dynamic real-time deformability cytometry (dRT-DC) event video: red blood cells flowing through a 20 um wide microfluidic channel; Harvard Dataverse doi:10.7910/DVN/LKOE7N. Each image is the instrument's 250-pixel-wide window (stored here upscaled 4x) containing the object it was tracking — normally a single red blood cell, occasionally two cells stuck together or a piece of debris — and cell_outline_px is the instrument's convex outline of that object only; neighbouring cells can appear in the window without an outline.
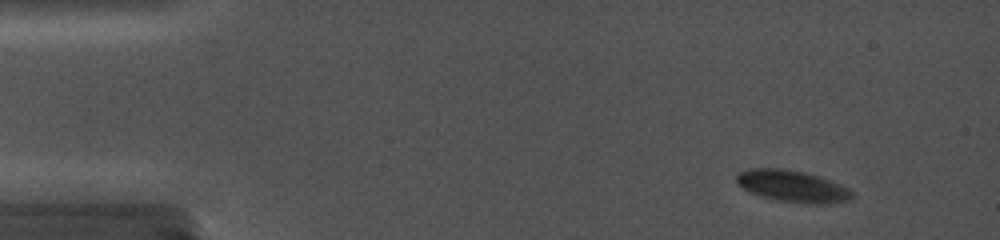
{"species": "common noctule bat (a hibernating species)", "species_latin": "Nyctalus noctula", "temperature_condition": "cold", "stored_images_in_passage": 46, "camera_frame_rate_fps": 5000, "um_per_image_px": 0.085, "animal": {"sex": "female", "body_mass_g": 19.0, "forearm_length_mm": 56.7}, "frame": {"image": 1, "passage_image": 5, "time_ms": 1.6, "image_size_px": [1000, 240], "cell_outline_px": [[852, 200], [824, 204], [804, 204], [776, 200], [760, 196], [748, 192], [736, 180], [736, 176], [740, 172], [752, 168], [780, 168], [804, 172], [820, 176], [840, 184], [848, 188], [852, 192]], "centroid_in_image_um": [67.38, 15.84], "position_along_channel_um": 17.6, "area_um2": 21.44}}
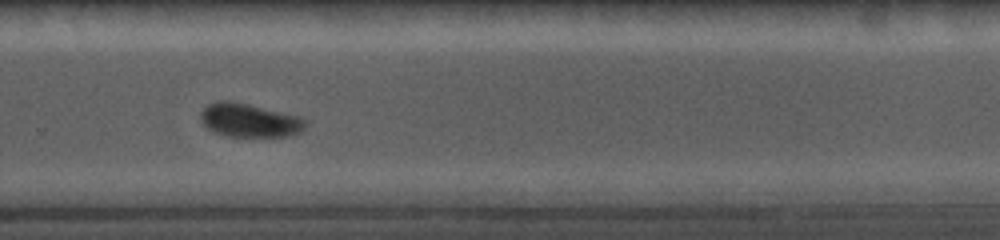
{"frame": {"image": 2, "passage_image": 32, "time_ms": 12.0, "image_size_px": [1000, 240], "cell_outline_px": [[304, 128], [288, 136], [228, 136], [216, 132], [208, 128], [204, 124], [200, 116], [204, 108], [208, 104], [220, 100], [228, 100], [248, 104], [300, 116], [304, 120]], "centroid_in_image_um": [21.17, 10.21], "position_along_channel_um": 308.6, "area_um2": 20.06}}
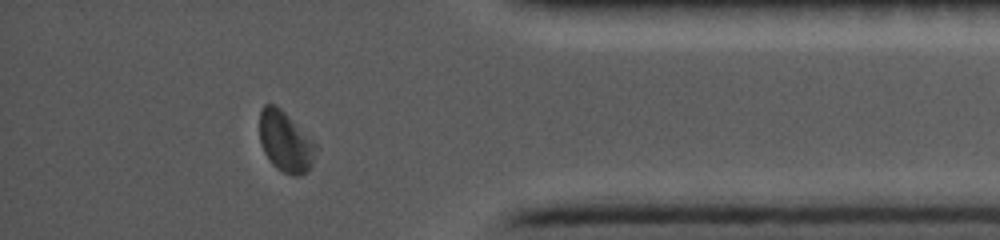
{"frame": {"image": 3, "passage_image": 42, "time_ms": 15.0, "image_size_px": [1000, 240], "cell_outline_px": [[316, 148], [312, 164], [308, 172], [296, 176], [284, 172], [276, 168], [272, 164], [264, 152], [260, 140], [260, 112], [264, 104], [276, 104], [316, 144]], "centroid_in_image_um": [24.25, 12.05], "position_along_channel_um": 411.0, "area_um2": 19.54}}